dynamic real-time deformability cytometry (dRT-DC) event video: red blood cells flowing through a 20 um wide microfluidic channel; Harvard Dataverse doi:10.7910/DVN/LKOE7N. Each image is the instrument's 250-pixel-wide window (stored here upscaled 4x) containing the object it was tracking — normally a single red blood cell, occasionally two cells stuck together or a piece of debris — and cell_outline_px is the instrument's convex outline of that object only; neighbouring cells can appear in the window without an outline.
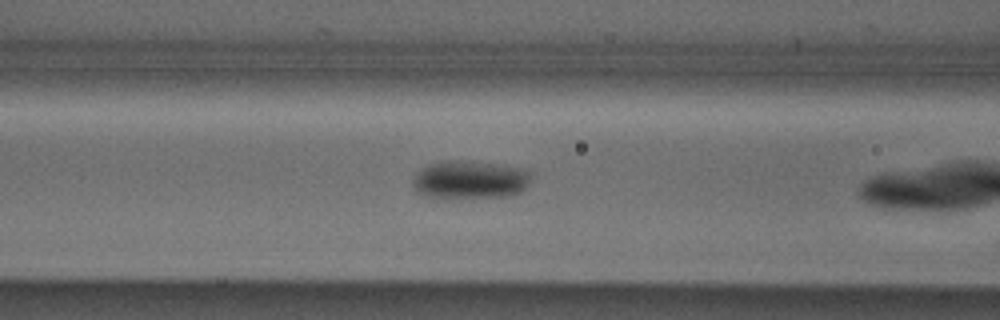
{"species": "Egyptian fruit bat (a non-hibernating species)", "species_latin": "Rousettus aegyptiacus", "temperature_condition": "cold", "stored_images_in_passage": 10, "camera_frame_rate_fps": 3000, "um_per_image_px": 0.085, "animal": {"sex": "male"}, "frame": {"image": 1, "passage_image": 9, "time_ms": 2.667, "image_size_px": [1000, 320], "cell_outline_px": [[532, 172], [528, 184], [520, 192], [512, 196], [428, 196], [416, 192], [412, 184], [412, 180], [416, 172], [420, 168], [428, 164], [444, 160], [460, 160], [492, 164], [520, 168]], "centroid_in_image_um": [39.91, 15.25], "position_along_channel_um": 126.7, "area_um2": 25.84}}